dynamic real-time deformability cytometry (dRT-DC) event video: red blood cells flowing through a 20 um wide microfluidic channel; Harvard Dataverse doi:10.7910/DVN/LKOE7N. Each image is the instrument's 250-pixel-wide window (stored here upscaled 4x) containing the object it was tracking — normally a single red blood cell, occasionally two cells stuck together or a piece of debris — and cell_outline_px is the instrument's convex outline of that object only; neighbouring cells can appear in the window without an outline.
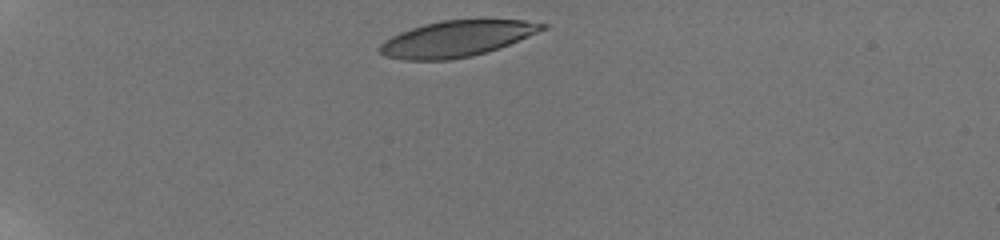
{"species": "human", "species_latin": "Homo sapiens", "temperature_condition": "room temperature", "stored_images_in_passage": 4, "camera_frame_rate_fps": 3000, "um_per_image_px": 0.085, "donor": {"sex": "male"}, "frame": {"image": 1, "passage_image": 1, "time_ms": 0.0, "image_size_px": [1000, 240], "cell_outline_px": [[548, 28], [508, 44], [472, 56], [448, 60], [404, 60], [384, 56], [376, 48], [384, 40], [400, 32], [424, 24], [440, 20], [484, 16], [524, 20], [548, 24]], "centroid_in_image_um": [38.85, 3.23], "position_along_channel_um": 46.2, "area_um2": 35.08}}
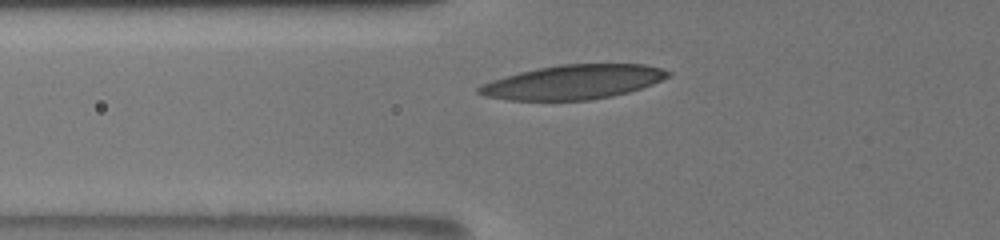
{"frame": {"image": 2, "passage_image": 4, "time_ms": 2.333, "image_size_px": [1000, 240], "cell_outline_px": [[672, 72], [668, 76], [652, 84], [628, 92], [612, 96], [588, 100], [508, 100], [484, 96], [476, 92], [476, 88], [480, 84], [492, 80], [520, 72], [560, 64], [644, 64], [660, 68]], "centroid_in_image_um": [48.69, 6.98], "position_along_channel_um": 77.1, "area_um2": 37.57}}